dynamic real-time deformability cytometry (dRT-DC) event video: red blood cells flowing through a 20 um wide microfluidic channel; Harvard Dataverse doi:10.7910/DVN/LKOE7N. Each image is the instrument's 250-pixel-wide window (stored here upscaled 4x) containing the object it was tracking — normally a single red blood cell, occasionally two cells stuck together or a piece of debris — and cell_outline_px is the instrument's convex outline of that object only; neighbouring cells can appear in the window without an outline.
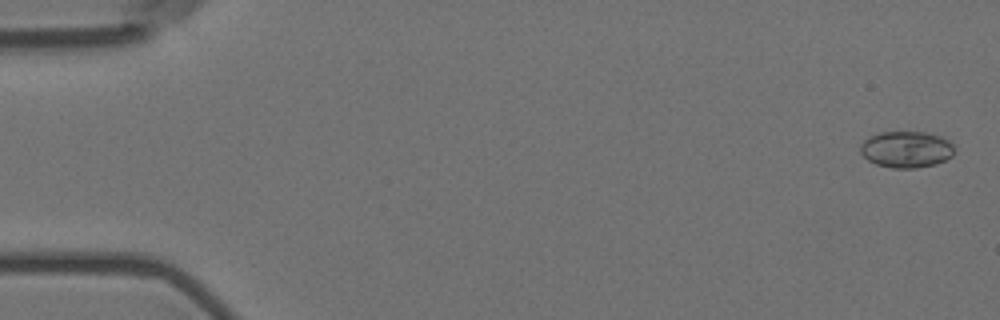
{"species": "Egyptian fruit bat (a non-hibernating species)", "species_latin": "Rousettus aegyptiacus", "temperature_condition": "room temperature", "stored_images_in_passage": 5, "camera_frame_rate_fps": 3000, "um_per_image_px": 0.085, "animal": {"sex": "female"}, "frame": {"image": 1, "passage_image": 1, "time_ms": 0.0, "image_size_px": [1000, 320], "cell_outline_px": [[952, 156], [936, 164], [916, 168], [892, 168], [876, 164], [868, 160], [860, 152], [860, 144], [868, 136], [880, 132], [924, 132], [940, 136], [948, 140], [952, 144]], "centroid_in_image_um": [77.0, 12.7], "position_along_channel_um": 8.0, "area_um2": 19.94}}